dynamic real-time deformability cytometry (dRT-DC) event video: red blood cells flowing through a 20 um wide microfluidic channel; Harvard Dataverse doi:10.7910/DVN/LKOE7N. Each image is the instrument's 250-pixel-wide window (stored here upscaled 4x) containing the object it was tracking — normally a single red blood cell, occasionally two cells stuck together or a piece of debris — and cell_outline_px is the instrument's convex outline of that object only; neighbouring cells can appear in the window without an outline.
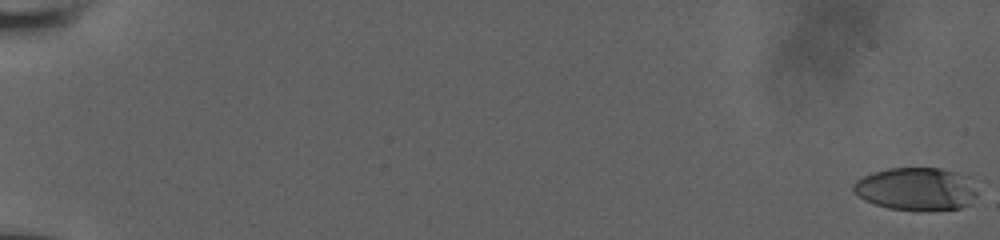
{"species": "human", "species_latin": "Homo sapiens", "temperature_condition": "room temperature", "stored_images_in_passage": 54, "camera_frame_rate_fps": 3000, "um_per_image_px": 0.085, "donor": {"sex": "male"}, "frame": {"image": 1, "passage_image": 1, "time_ms": 0.0, "image_size_px": [1000, 240], "cell_outline_px": [[976, 196], [968, 204], [960, 208], [928, 212], [888, 208], [864, 200], [852, 188], [852, 184], [856, 180], [872, 172], [888, 168], [940, 168], [956, 172], [968, 176], [976, 192]], "centroid_in_image_um": [77.88, 16.07], "position_along_channel_um": 7.1, "area_um2": 31.15}}
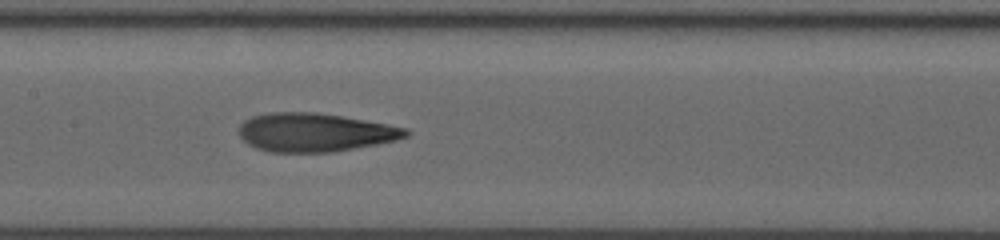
{"frame": {"image": 2, "passage_image": 30, "time_ms": 9.667, "image_size_px": [1000, 240], "cell_outline_px": [[412, 132], [408, 136], [396, 140], [376, 144], [332, 152], [272, 152], [256, 148], [248, 144], [240, 136], [240, 124], [244, 120], [252, 116], [268, 112], [316, 112], [388, 124], [408, 128]], "centroid_in_image_um": [26.77, 11.25], "position_along_channel_um": 180.6, "area_um2": 37.45}}
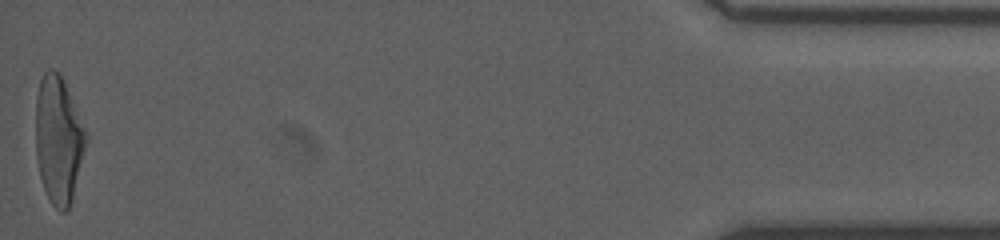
{"frame": {"image": 3, "passage_image": 54, "time_ms": 17.667, "image_size_px": [1000, 240], "cell_outline_px": [[88, 140], [72, 200], [68, 208], [64, 212], [60, 212], [52, 204], [44, 188], [40, 176], [36, 160], [36, 96], [40, 80], [44, 72], [48, 68], [52, 68], [60, 76], [64, 84], [88, 136]], "centroid_in_image_um": [4.96, 11.92], "position_along_channel_um": 430.2, "area_um2": 36.93}}